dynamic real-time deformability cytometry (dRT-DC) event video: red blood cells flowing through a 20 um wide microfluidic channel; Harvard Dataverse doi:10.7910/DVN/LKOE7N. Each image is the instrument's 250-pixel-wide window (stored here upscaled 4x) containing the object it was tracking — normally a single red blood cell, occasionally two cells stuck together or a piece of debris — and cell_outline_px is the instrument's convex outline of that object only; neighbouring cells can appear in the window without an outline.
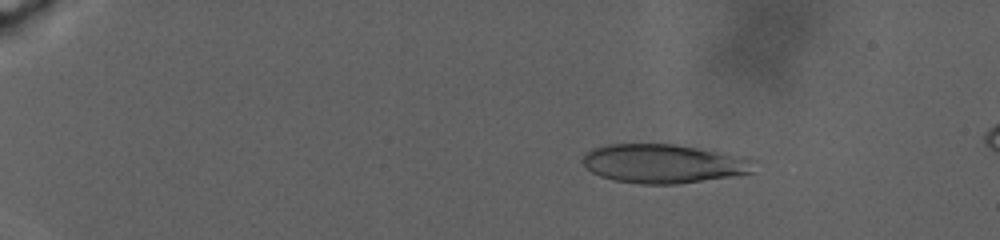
{"species": "human", "species_latin": "Homo sapiens", "temperature_condition": "warm", "stored_images_in_passage": 126, "camera_frame_rate_fps": 3000, "um_per_image_px": 0.085, "donor": {"sex": "male"}, "frame": {"image": 1, "passage_image": 26, "time_ms": 5.667, "image_size_px": [1000, 240], "cell_outline_px": [[756, 160], [752, 172], [732, 176], [676, 184], [640, 184], [616, 180], [600, 176], [592, 172], [580, 160], [592, 148], [608, 144], [676, 144], [748, 156]], "centroid_in_image_um": [56.45, 13.89], "position_along_channel_um": 28.6, "area_um2": 39.07}}
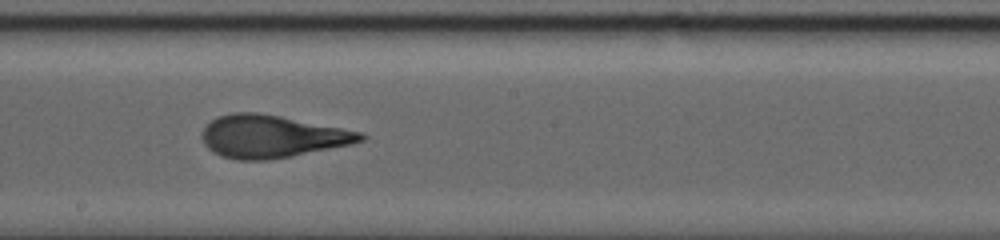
{"frame": {"image": 2, "passage_image": 85, "time_ms": 19.333, "image_size_px": [1000, 240], "cell_outline_px": [[368, 136], [364, 140], [352, 144], [292, 156], [268, 160], [236, 160], [220, 156], [212, 152], [204, 144], [204, 128], [216, 116], [232, 112], [256, 112], [280, 116], [364, 132]], "centroid_in_image_um": [23.13, 11.6], "position_along_channel_um": 225.1, "area_um2": 39.36}}
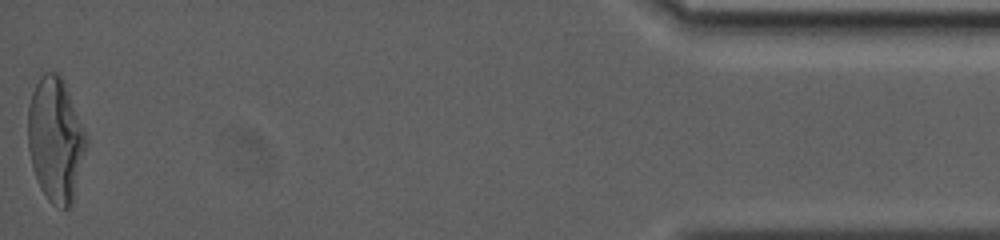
{"frame": {"image": 3, "passage_image": 125, "time_ms": 31.333, "image_size_px": [1000, 240], "cell_outline_px": [[88, 144], [72, 204], [68, 208], [56, 208], [48, 200], [40, 188], [36, 180], [28, 148], [28, 104], [32, 92], [40, 76], [44, 72], [60, 72], [88, 140]], "centroid_in_image_um": [4.72, 11.89], "position_along_channel_um": 430.5, "area_um2": 42.31}, "authors_computed_cell_mechanics": {"area_um2": 39.3618, "velocity_mm_per_s": 2.3164, "shape_relaxation_time_tau1_ms": null, "shape_relaxation_time_tau2_ms": 1.8759, "deformation_change_tau1": null, "deformation_change_tau2": 0.1013}}